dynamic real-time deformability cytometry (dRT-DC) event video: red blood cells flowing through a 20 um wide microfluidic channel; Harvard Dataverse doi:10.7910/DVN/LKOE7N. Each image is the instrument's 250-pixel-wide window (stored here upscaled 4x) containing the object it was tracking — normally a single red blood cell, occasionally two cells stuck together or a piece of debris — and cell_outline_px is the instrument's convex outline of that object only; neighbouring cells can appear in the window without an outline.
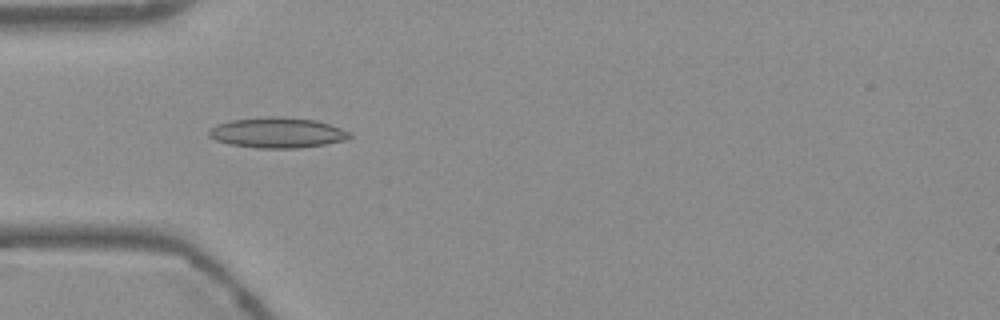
{"species": "Egyptian fruit bat (a non-hibernating species)", "species_latin": "Rousettus aegyptiacus", "temperature_condition": "warm", "stored_images_in_passage": 48, "camera_frame_rate_fps": 3000, "um_per_image_px": 0.085, "frame": {"image": 1, "passage_image": 11, "time_ms": 3.333, "image_size_px": [1000, 320], "cell_outline_px": [[352, 136], [348, 140], [324, 144], [296, 148], [256, 148], [232, 144], [216, 140], [208, 136], [208, 128], [216, 124], [232, 120], [268, 116], [284, 116], [316, 120], [340, 128], [348, 132]], "centroid_in_image_um": [23.55, 11.27], "position_along_channel_um": 61.4, "area_um2": 24.97}}
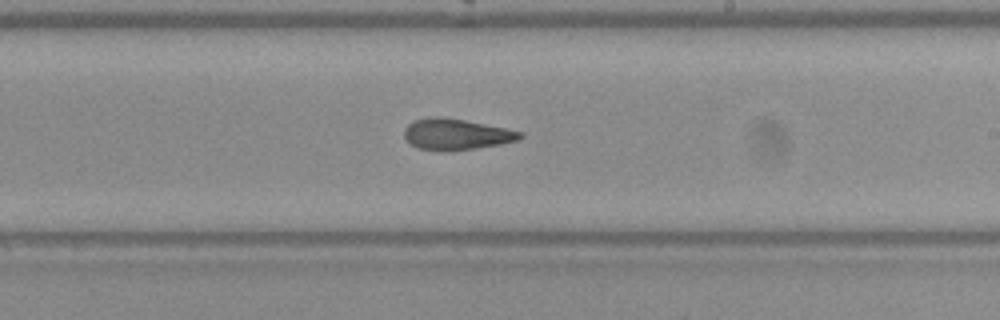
{"frame": {"image": 2, "passage_image": 26, "time_ms": 8.333, "image_size_px": [1000, 320], "cell_outline_px": [[524, 136], [516, 140], [500, 144], [476, 148], [416, 148], [404, 136], [404, 128], [412, 120], [432, 116], [444, 116], [524, 132]], "centroid_in_image_um": [38.77, 11.36], "position_along_channel_um": 250.2, "area_um2": 20.23}}
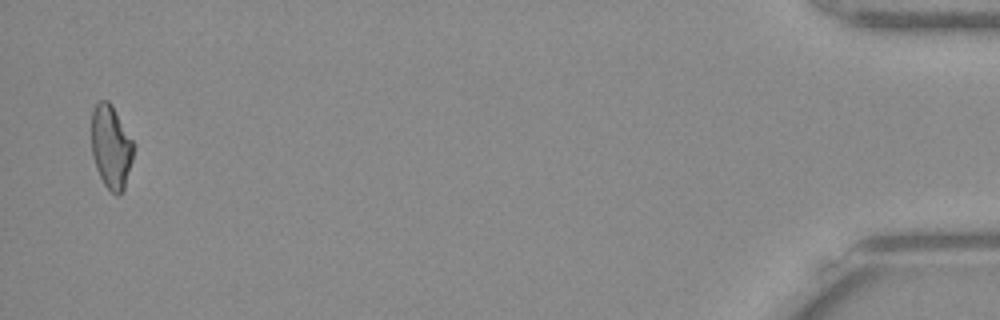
{"frame": {"image": 3, "passage_image": 47, "time_ms": 15.333, "image_size_px": [1000, 320], "cell_outline_px": [[132, 160], [124, 192], [120, 196], [116, 196], [104, 184], [96, 168], [92, 156], [92, 112], [96, 104], [100, 100], [108, 100], [112, 104], [132, 140]], "centroid_in_image_um": [9.43, 12.52], "position_along_channel_um": 425.8, "area_um2": 20.35}, "authors_computed_cell_mechanics": {"area_um2": 21.386, "velocity_mm_per_s": 3.7904, "shape_relaxation_time_tau1_ms": null, "shape_relaxation_time_tau2_ms": 3.2215, "deformation_change_tau1": null, "deformation_change_tau2": 0.1136}}